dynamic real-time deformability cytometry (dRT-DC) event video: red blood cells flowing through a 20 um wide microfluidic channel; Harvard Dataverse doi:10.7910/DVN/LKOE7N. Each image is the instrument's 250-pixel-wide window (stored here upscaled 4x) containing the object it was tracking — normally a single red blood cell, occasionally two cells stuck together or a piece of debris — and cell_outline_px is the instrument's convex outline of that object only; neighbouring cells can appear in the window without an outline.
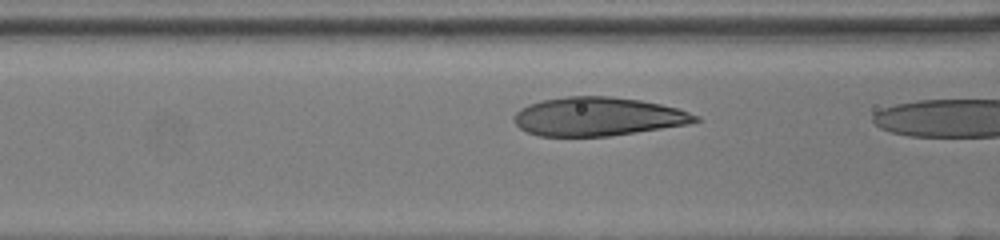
{"species": "human", "species_latin": "Homo sapiens", "temperature_condition": "room temperature", "stored_images_in_passage": 9, "camera_frame_rate_fps": 3000, "um_per_image_px": 0.085, "donor": {"sex": "female"}, "frame": {"image": 1, "passage_image": 8, "time_ms": 2.333, "image_size_px": [1000, 240], "cell_outline_px": [[700, 120], [688, 124], [636, 132], [608, 136], [540, 136], [528, 132], [520, 128], [512, 120], [512, 116], [520, 108], [528, 104], [544, 100], [564, 96], [612, 96], [640, 100], [660, 104], [676, 108], [700, 116]], "centroid_in_image_um": [50.78, 9.9], "position_along_channel_um": 115.8, "area_um2": 40.81}}